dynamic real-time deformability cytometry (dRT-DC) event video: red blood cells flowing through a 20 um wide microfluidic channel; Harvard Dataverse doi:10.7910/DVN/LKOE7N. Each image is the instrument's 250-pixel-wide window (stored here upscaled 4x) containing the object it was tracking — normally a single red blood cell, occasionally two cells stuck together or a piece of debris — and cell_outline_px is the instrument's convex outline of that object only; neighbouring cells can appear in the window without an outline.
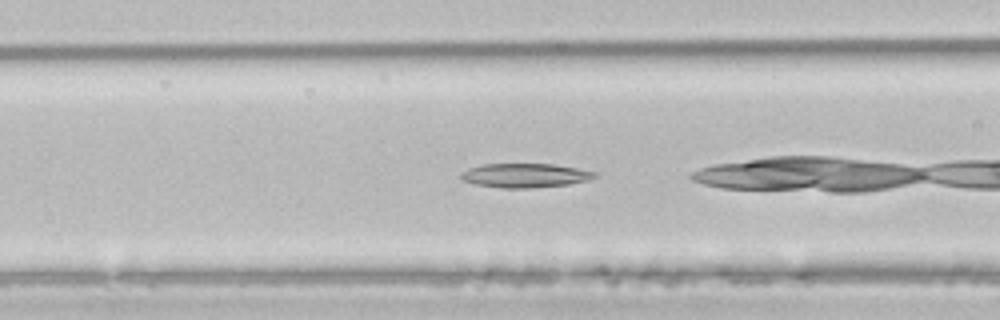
{"species": "common noctule bat (a hibernating species)", "species_latin": "Nyctalus noctula", "temperature_condition": "room temperature", "stored_images_in_passage": 40, "camera_frame_rate_fps": 3000, "um_per_image_px": 0.085, "animal": {"sex": "male", "body_mass_g": 21.5, "forearm_length_mm": 52.0}, "frame": {"image": 1, "passage_image": 16, "time_ms": 5.0, "image_size_px": [1000, 320], "cell_outline_px": [[600, 176], [588, 180], [568, 184], [532, 188], [500, 188], [476, 184], [460, 180], [460, 172], [468, 168], [484, 164], [552, 164], [576, 168], [596, 172]], "centroid_in_image_um": [44.61, 14.91], "position_along_channel_um": 122.0, "area_um2": 18.9}}
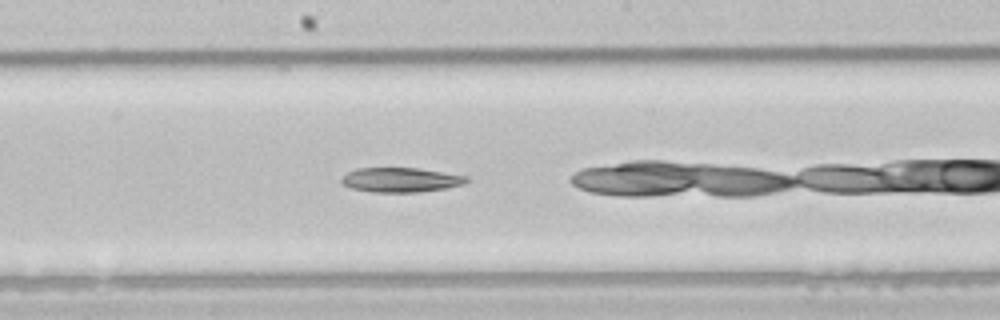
{"frame": {"image": 2, "passage_image": 23, "time_ms": 7.333, "image_size_px": [1000, 320], "cell_outline_px": [[468, 180], [464, 184], [448, 188], [416, 192], [372, 192], [352, 188], [344, 184], [340, 180], [348, 172], [356, 168], [420, 168], [468, 176]], "centroid_in_image_um": [34.09, 15.28], "position_along_channel_um": 214.1, "area_um2": 17.86}}
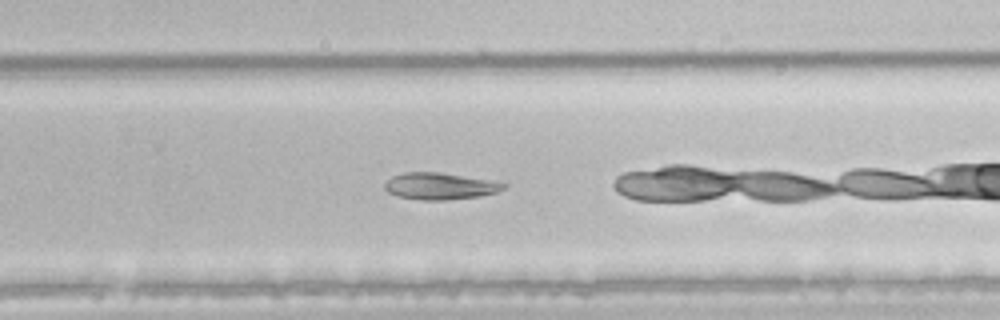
{"frame": {"image": 3, "passage_image": 29, "time_ms": 9.333, "image_size_px": [1000, 320], "cell_outline_px": [[508, 184], [504, 188], [496, 192], [480, 196], [448, 200], [424, 200], [396, 196], [388, 192], [384, 188], [384, 184], [392, 176], [404, 172], [440, 172], [488, 180]], "centroid_in_image_um": [37.36, 15.82], "position_along_channel_um": 292.4, "area_um2": 18.44}, "authors_computed_cell_mechanics": {"area_um2": 22.7154, "velocity_mm_per_s": 3.9379, "shape_relaxation_time_tau1_ms": 4.5941, "shape_relaxation_time_tau2_ms": 11.3116, "deformation_change_tau1": 0.0969, "deformation_change_tau2": 0.0941}}